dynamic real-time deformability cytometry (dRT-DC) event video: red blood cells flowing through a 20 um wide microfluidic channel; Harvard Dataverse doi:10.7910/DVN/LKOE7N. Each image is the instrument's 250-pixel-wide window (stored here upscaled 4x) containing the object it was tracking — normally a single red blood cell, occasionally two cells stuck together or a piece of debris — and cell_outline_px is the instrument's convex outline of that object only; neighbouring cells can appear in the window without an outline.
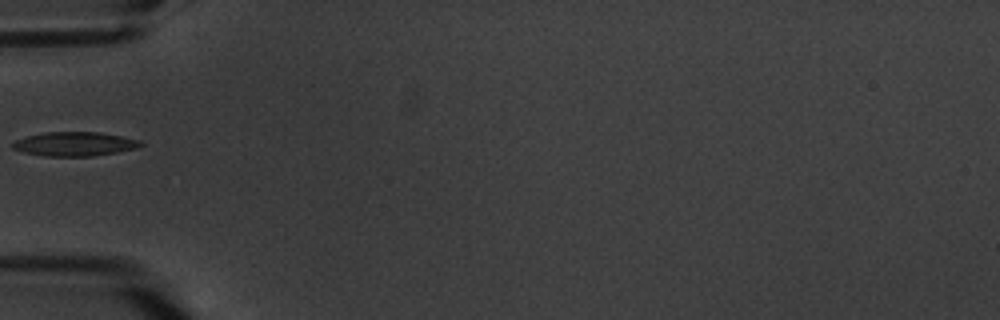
{"species": "common noctule bat (a hibernating species)", "species_latin": "Nyctalus noctula", "temperature_condition": "warm", "stored_images_in_passage": 15, "camera_frame_rate_fps": 3000, "um_per_image_px": 0.085, "animal": {"sex": "male", "body_mass_g": 20.1, "forearm_length_mm": 53.5}, "frame": {"image": 1, "passage_image": 5, "time_ms": 6.0, "image_size_px": [1000, 320], "cell_outline_px": [[144, 144], [136, 148], [116, 152], [92, 156], [44, 156], [24, 152], [12, 148], [12, 140], [24, 136], [44, 132], [100, 132], [140, 140]], "centroid_in_image_um": [6.28, 12.23], "position_along_channel_um": 78.7, "area_um2": 18.03}}
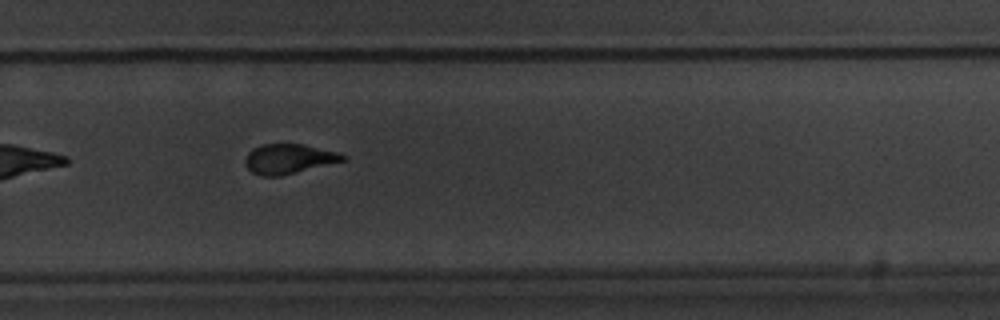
{"frame": {"image": 2, "passage_image": 11, "time_ms": 12.667, "image_size_px": [1000, 320], "cell_outline_px": [[348, 160], [280, 176], [260, 176], [252, 172], [244, 164], [244, 160], [248, 152], [252, 148], [264, 144], [304, 144], [340, 152], [348, 156]], "centroid_in_image_um": [24.58, 13.5], "position_along_channel_um": 305.2, "area_um2": 17.22}, "authors_computed_cell_mechanics": {"area_um2": 18.0336, "velocity_mm_per_s": 3.3848, "shape_relaxation_time_tau1_ms": 3.2144, "shape_relaxation_time_tau2_ms": 1.7499, "deformation_change_tau1": 0.1407, "deformation_change_tau2": 0.0926}}